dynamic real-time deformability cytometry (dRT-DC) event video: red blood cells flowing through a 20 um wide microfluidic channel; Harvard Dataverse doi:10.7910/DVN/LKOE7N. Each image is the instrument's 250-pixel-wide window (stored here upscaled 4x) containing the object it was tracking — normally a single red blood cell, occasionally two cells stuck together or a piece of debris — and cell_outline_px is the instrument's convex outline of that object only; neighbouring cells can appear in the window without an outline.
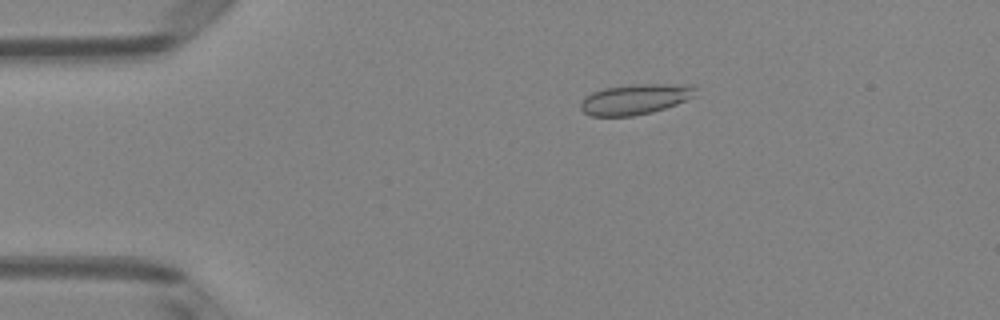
{"species": "Egyptian fruit bat (a non-hibernating species)", "species_latin": "Rousettus aegyptiacus", "temperature_condition": "room temperature", "stored_images_in_passage": 51, "camera_frame_rate_fps": 3000, "um_per_image_px": 0.085, "animal": {"sex": "female"}, "frame": {"image": 1, "passage_image": 10, "time_ms": 3.0, "image_size_px": [1000, 320], "cell_outline_px": [[696, 96], [676, 104], [652, 112], [632, 116], [592, 116], [584, 112], [580, 108], [580, 104], [584, 96], [592, 92], [604, 88], [632, 84], [692, 84], [696, 88]], "centroid_in_image_um": [54.0, 8.42], "position_along_channel_um": 31.0, "area_um2": 20.52}}
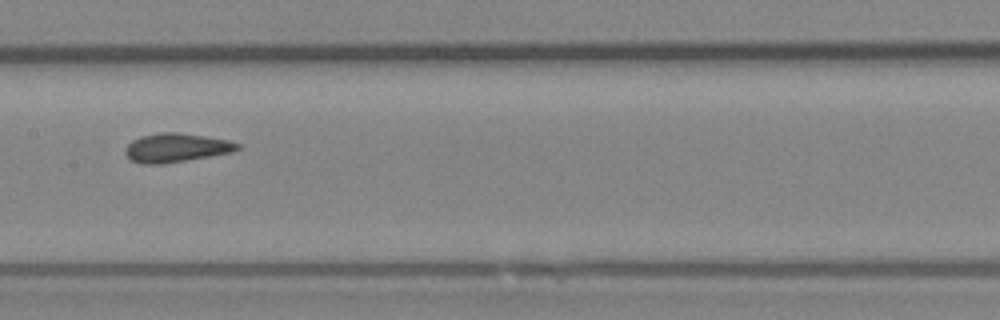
{"frame": {"image": 2, "passage_image": 26, "time_ms": 8.333, "image_size_px": [1000, 320], "cell_outline_px": [[240, 148], [232, 152], [164, 164], [140, 164], [128, 160], [124, 152], [124, 148], [132, 140], [140, 136], [160, 132], [176, 132], [204, 136], [228, 140], [240, 144]], "centroid_in_image_um": [14.91, 12.56], "position_along_channel_um": 192.5, "area_um2": 19.02}}
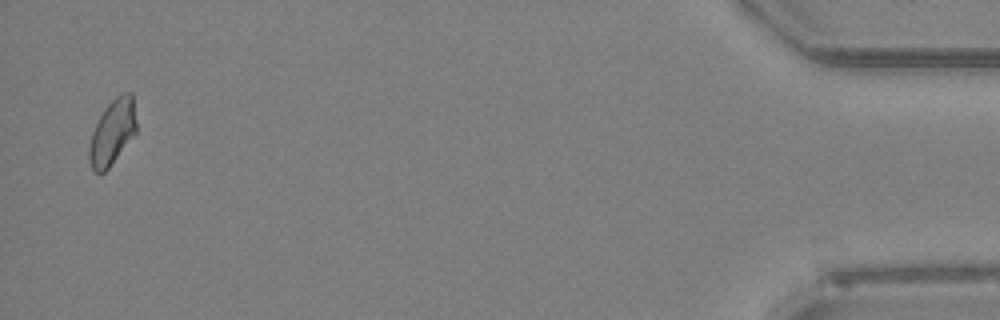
{"frame": {"image": 3, "passage_image": 50, "time_ms": 16.333, "image_size_px": [1000, 320], "cell_outline_px": [[136, 132], [108, 168], [104, 172], [92, 172], [88, 160], [88, 148], [92, 132], [104, 108], [116, 96], [124, 92], [132, 92], [136, 120]], "centroid_in_image_um": [9.53, 11.23], "position_along_channel_um": 425.7, "area_um2": 17.86}, "authors_computed_cell_mechanics": {"area_um2": 18.6694, "velocity_mm_per_s": 3.9833, "shape_relaxation_time_tau1_ms": null, "shape_relaxation_time_tau2_ms": 0.7589, "deformation_change_tau1": null, "deformation_change_tau2": 0.0571}}